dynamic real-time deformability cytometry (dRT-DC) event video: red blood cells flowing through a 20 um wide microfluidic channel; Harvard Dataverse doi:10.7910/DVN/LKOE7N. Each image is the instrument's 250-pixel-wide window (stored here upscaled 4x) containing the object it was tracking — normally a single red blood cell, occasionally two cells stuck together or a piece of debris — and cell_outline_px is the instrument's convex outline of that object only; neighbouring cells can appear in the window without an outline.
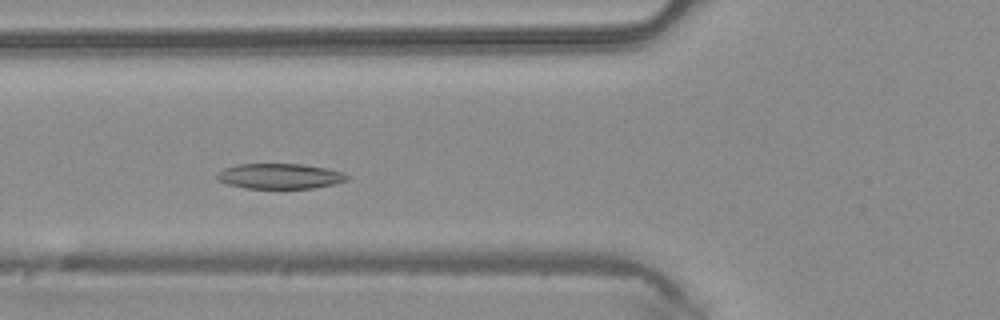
{"species": "common noctule bat (a hibernating species)", "species_latin": "Nyctalus noctula", "temperature_condition": "warm", "stored_images_in_passage": 33, "camera_frame_rate_fps": 3000, "um_per_image_px": 0.085, "animal": {"sex": "male", "body_mass_g": 20.4}, "frame": {"image": 1, "passage_image": 8, "time_ms": 2.333, "image_size_px": [1000, 320], "cell_outline_px": [[348, 180], [336, 184], [312, 188], [248, 188], [228, 184], [220, 180], [216, 176], [224, 168], [236, 164], [300, 164], [328, 168], [344, 172], [348, 176]], "centroid_in_image_um": [23.84, 14.97], "position_along_channel_um": 102.0, "area_um2": 19.07}}
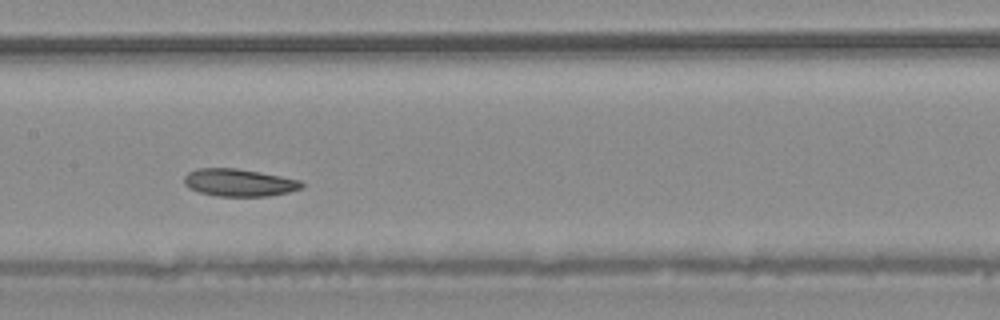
{"frame": {"image": 2, "passage_image": 14, "time_ms": 4.333, "image_size_px": [1000, 320], "cell_outline_px": [[304, 188], [288, 192], [268, 196], [216, 196], [200, 192], [188, 188], [184, 184], [184, 176], [188, 172], [196, 168], [236, 168], [260, 172], [300, 180], [304, 184]], "centroid_in_image_um": [20.31, 15.52], "position_along_channel_um": 187.1, "area_um2": 18.9}}
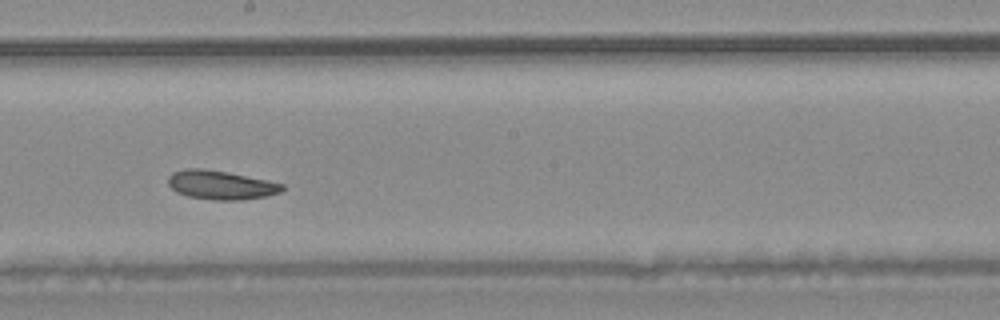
{"frame": {"image": 3, "passage_image": 17, "time_ms": 5.333, "image_size_px": [1000, 320], "cell_outline_px": [[284, 188], [280, 192], [264, 196], [244, 200], [212, 200], [188, 196], [176, 192], [168, 184], [168, 176], [172, 172], [184, 168], [204, 168], [284, 184]], "centroid_in_image_um": [18.71, 15.73], "position_along_channel_um": 229.5, "area_um2": 19.02}}